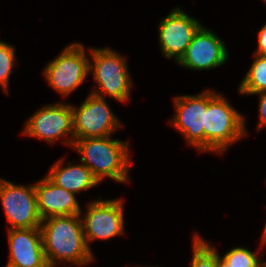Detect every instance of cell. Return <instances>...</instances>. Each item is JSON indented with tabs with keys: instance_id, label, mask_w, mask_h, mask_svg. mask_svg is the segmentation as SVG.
<instances>
[{
	"instance_id": "2",
	"label": "cell",
	"mask_w": 266,
	"mask_h": 267,
	"mask_svg": "<svg viewBox=\"0 0 266 267\" xmlns=\"http://www.w3.org/2000/svg\"><path fill=\"white\" fill-rule=\"evenodd\" d=\"M110 136L74 140L72 147L79 152L86 165L99 182L109 177L116 182H129L128 165L132 163L129 142L109 139Z\"/></svg>"
},
{
	"instance_id": "22",
	"label": "cell",
	"mask_w": 266,
	"mask_h": 267,
	"mask_svg": "<svg viewBox=\"0 0 266 267\" xmlns=\"http://www.w3.org/2000/svg\"><path fill=\"white\" fill-rule=\"evenodd\" d=\"M218 267H226V261L218 254Z\"/></svg>"
},
{
	"instance_id": "11",
	"label": "cell",
	"mask_w": 266,
	"mask_h": 267,
	"mask_svg": "<svg viewBox=\"0 0 266 267\" xmlns=\"http://www.w3.org/2000/svg\"><path fill=\"white\" fill-rule=\"evenodd\" d=\"M176 112L170 124L178 129L190 145L204 151L205 112L207 90L198 95H183L174 98Z\"/></svg>"
},
{
	"instance_id": "13",
	"label": "cell",
	"mask_w": 266,
	"mask_h": 267,
	"mask_svg": "<svg viewBox=\"0 0 266 267\" xmlns=\"http://www.w3.org/2000/svg\"><path fill=\"white\" fill-rule=\"evenodd\" d=\"M7 267H49L40 228L8 229Z\"/></svg>"
},
{
	"instance_id": "3",
	"label": "cell",
	"mask_w": 266,
	"mask_h": 267,
	"mask_svg": "<svg viewBox=\"0 0 266 267\" xmlns=\"http://www.w3.org/2000/svg\"><path fill=\"white\" fill-rule=\"evenodd\" d=\"M243 114L235 110L223 95L207 90L204 151L223 152L246 133Z\"/></svg>"
},
{
	"instance_id": "19",
	"label": "cell",
	"mask_w": 266,
	"mask_h": 267,
	"mask_svg": "<svg viewBox=\"0 0 266 267\" xmlns=\"http://www.w3.org/2000/svg\"><path fill=\"white\" fill-rule=\"evenodd\" d=\"M15 48L3 40L0 41V86L3 87L5 93L8 92L9 78L16 62ZM15 61V62H14Z\"/></svg>"
},
{
	"instance_id": "14",
	"label": "cell",
	"mask_w": 266,
	"mask_h": 267,
	"mask_svg": "<svg viewBox=\"0 0 266 267\" xmlns=\"http://www.w3.org/2000/svg\"><path fill=\"white\" fill-rule=\"evenodd\" d=\"M34 187L42 220L54 216L81 215L75 194L54 184L47 176L34 184Z\"/></svg>"
},
{
	"instance_id": "21",
	"label": "cell",
	"mask_w": 266,
	"mask_h": 267,
	"mask_svg": "<svg viewBox=\"0 0 266 267\" xmlns=\"http://www.w3.org/2000/svg\"><path fill=\"white\" fill-rule=\"evenodd\" d=\"M253 54L266 56V24L258 31V47Z\"/></svg>"
},
{
	"instance_id": "7",
	"label": "cell",
	"mask_w": 266,
	"mask_h": 267,
	"mask_svg": "<svg viewBox=\"0 0 266 267\" xmlns=\"http://www.w3.org/2000/svg\"><path fill=\"white\" fill-rule=\"evenodd\" d=\"M0 201L12 226L9 229L40 228L34 184L21 186L0 178Z\"/></svg>"
},
{
	"instance_id": "9",
	"label": "cell",
	"mask_w": 266,
	"mask_h": 267,
	"mask_svg": "<svg viewBox=\"0 0 266 267\" xmlns=\"http://www.w3.org/2000/svg\"><path fill=\"white\" fill-rule=\"evenodd\" d=\"M24 135L38 137L53 143L60 137L71 135L64 141L68 146L73 145V120L71 105L67 103H56L41 107L28 120H26Z\"/></svg>"
},
{
	"instance_id": "20",
	"label": "cell",
	"mask_w": 266,
	"mask_h": 267,
	"mask_svg": "<svg viewBox=\"0 0 266 267\" xmlns=\"http://www.w3.org/2000/svg\"><path fill=\"white\" fill-rule=\"evenodd\" d=\"M260 95L259 97V124L257 125L258 130L260 128L266 127V91L257 93V95Z\"/></svg>"
},
{
	"instance_id": "1",
	"label": "cell",
	"mask_w": 266,
	"mask_h": 267,
	"mask_svg": "<svg viewBox=\"0 0 266 267\" xmlns=\"http://www.w3.org/2000/svg\"><path fill=\"white\" fill-rule=\"evenodd\" d=\"M40 229L49 267H56L57 261L84 266L95 260L84 238L81 215L43 219Z\"/></svg>"
},
{
	"instance_id": "15",
	"label": "cell",
	"mask_w": 266,
	"mask_h": 267,
	"mask_svg": "<svg viewBox=\"0 0 266 267\" xmlns=\"http://www.w3.org/2000/svg\"><path fill=\"white\" fill-rule=\"evenodd\" d=\"M63 160H58L50 169L48 178L56 185L78 194L83 190H88L97 186L100 182L92 174L90 169L81 164L68 163L66 167H62Z\"/></svg>"
},
{
	"instance_id": "18",
	"label": "cell",
	"mask_w": 266,
	"mask_h": 267,
	"mask_svg": "<svg viewBox=\"0 0 266 267\" xmlns=\"http://www.w3.org/2000/svg\"><path fill=\"white\" fill-rule=\"evenodd\" d=\"M222 258L226 261V267H265L266 263L261 262L259 254L244 247H235Z\"/></svg>"
},
{
	"instance_id": "16",
	"label": "cell",
	"mask_w": 266,
	"mask_h": 267,
	"mask_svg": "<svg viewBox=\"0 0 266 267\" xmlns=\"http://www.w3.org/2000/svg\"><path fill=\"white\" fill-rule=\"evenodd\" d=\"M253 55L255 61L238 87L241 94L254 95L266 91V56Z\"/></svg>"
},
{
	"instance_id": "6",
	"label": "cell",
	"mask_w": 266,
	"mask_h": 267,
	"mask_svg": "<svg viewBox=\"0 0 266 267\" xmlns=\"http://www.w3.org/2000/svg\"><path fill=\"white\" fill-rule=\"evenodd\" d=\"M71 110L74 140L111 136L123 126L105 97L90 93L79 108L71 105Z\"/></svg>"
},
{
	"instance_id": "8",
	"label": "cell",
	"mask_w": 266,
	"mask_h": 267,
	"mask_svg": "<svg viewBox=\"0 0 266 267\" xmlns=\"http://www.w3.org/2000/svg\"><path fill=\"white\" fill-rule=\"evenodd\" d=\"M87 212L81 221L84 238L88 249L89 241L104 239L122 235L124 232L123 202L121 199L95 200L90 202Z\"/></svg>"
},
{
	"instance_id": "4",
	"label": "cell",
	"mask_w": 266,
	"mask_h": 267,
	"mask_svg": "<svg viewBox=\"0 0 266 267\" xmlns=\"http://www.w3.org/2000/svg\"><path fill=\"white\" fill-rule=\"evenodd\" d=\"M92 62H89V73L93 74L99 86L92 94L103 97L106 94L120 102L129 100L132 83L125 57L110 48H90Z\"/></svg>"
},
{
	"instance_id": "12",
	"label": "cell",
	"mask_w": 266,
	"mask_h": 267,
	"mask_svg": "<svg viewBox=\"0 0 266 267\" xmlns=\"http://www.w3.org/2000/svg\"><path fill=\"white\" fill-rule=\"evenodd\" d=\"M227 58L228 52L222 39L201 26L178 64L190 70H210L223 65Z\"/></svg>"
},
{
	"instance_id": "17",
	"label": "cell",
	"mask_w": 266,
	"mask_h": 267,
	"mask_svg": "<svg viewBox=\"0 0 266 267\" xmlns=\"http://www.w3.org/2000/svg\"><path fill=\"white\" fill-rule=\"evenodd\" d=\"M193 237L191 267H218V252L215 247L197 234Z\"/></svg>"
},
{
	"instance_id": "10",
	"label": "cell",
	"mask_w": 266,
	"mask_h": 267,
	"mask_svg": "<svg viewBox=\"0 0 266 267\" xmlns=\"http://www.w3.org/2000/svg\"><path fill=\"white\" fill-rule=\"evenodd\" d=\"M202 25L176 7L159 24V44L165 57L179 62Z\"/></svg>"
},
{
	"instance_id": "5",
	"label": "cell",
	"mask_w": 266,
	"mask_h": 267,
	"mask_svg": "<svg viewBox=\"0 0 266 267\" xmlns=\"http://www.w3.org/2000/svg\"><path fill=\"white\" fill-rule=\"evenodd\" d=\"M89 62L84 46L75 42L50 61L44 68V75L50 86L65 97L89 75Z\"/></svg>"
},
{
	"instance_id": "23",
	"label": "cell",
	"mask_w": 266,
	"mask_h": 267,
	"mask_svg": "<svg viewBox=\"0 0 266 267\" xmlns=\"http://www.w3.org/2000/svg\"><path fill=\"white\" fill-rule=\"evenodd\" d=\"M265 244H266V225H265V228H264V231H263V234H262L261 248Z\"/></svg>"
}]
</instances>
